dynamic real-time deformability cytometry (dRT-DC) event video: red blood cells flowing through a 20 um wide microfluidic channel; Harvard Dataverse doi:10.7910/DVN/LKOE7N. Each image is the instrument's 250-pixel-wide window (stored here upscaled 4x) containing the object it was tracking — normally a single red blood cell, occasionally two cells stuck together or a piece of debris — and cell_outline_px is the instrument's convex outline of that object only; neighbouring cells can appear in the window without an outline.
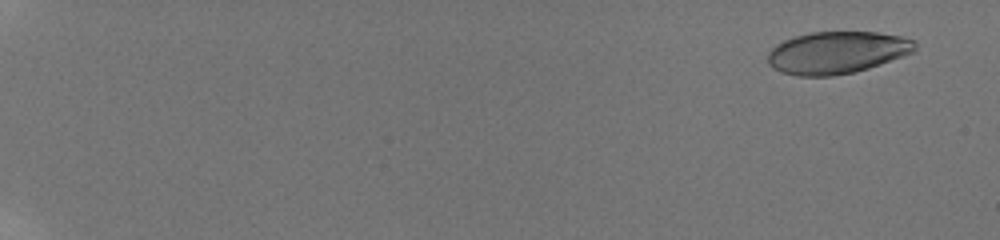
{"species": "human", "species_latin": "Homo sapiens", "temperature_condition": "room temperature", "stored_images_in_passage": 18, "camera_frame_rate_fps": 3000, "um_per_image_px": 0.085, "donor": {"sex": "male"}, "frame": {"image": 1, "passage_image": 3, "time_ms": 1.0, "image_size_px": [1000, 240], "cell_outline_px": [[916, 52], [868, 68], [852, 72], [832, 76], [796, 76], [780, 72], [772, 68], [768, 64], [768, 52], [776, 44], [784, 40], [796, 36], [812, 32], [876, 32], [900, 36], [916, 40]], "centroid_in_image_um": [71.14, 4.47], "position_along_channel_um": 13.9, "area_um2": 36.36}}
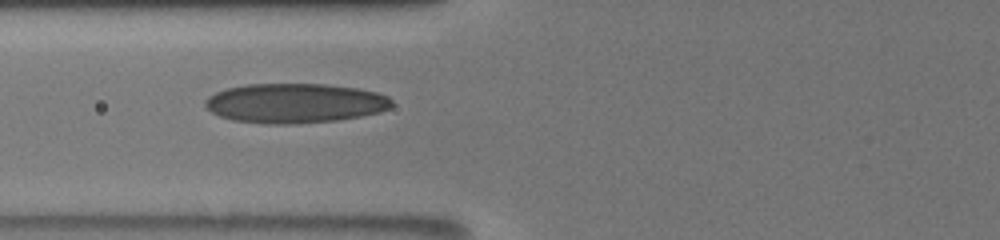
{"frame": {"image": 2, "passage_image": 16, "time_ms": 9.0, "image_size_px": [1000, 240], "cell_outline_px": [[392, 104], [388, 108], [380, 112], [360, 116], [336, 120], [288, 124], [264, 124], [232, 120], [220, 116], [212, 112], [204, 104], [204, 100], [208, 96], [216, 92], [228, 88], [244, 84], [324, 84], [356, 88], [376, 92], [388, 96], [392, 100]], "centroid_in_image_um": [25.04, 8.77], "position_along_channel_um": 100.8, "area_um2": 43.0}}
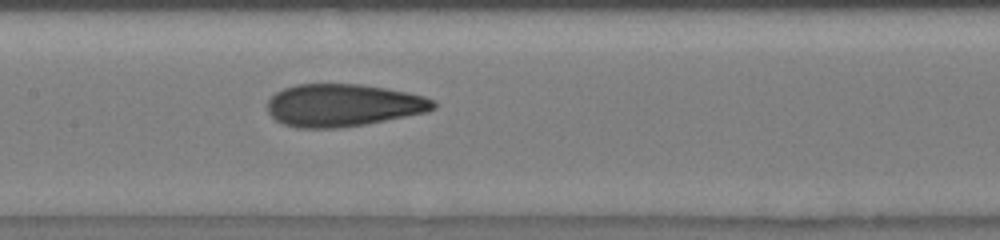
{"frame": {"image": 3, "passage_image": 18, "time_ms": 11.0, "image_size_px": [1000, 240], "cell_outline_px": [[436, 108], [428, 112], [364, 124], [336, 128], [296, 128], [284, 124], [276, 120], [268, 112], [268, 100], [276, 92], [284, 88], [296, 84], [360, 84], [408, 92], [424, 96], [432, 100], [436, 104]], "centroid_in_image_um": [29.16, 8.94], "position_along_channel_um": 178.2, "area_um2": 41.04}}